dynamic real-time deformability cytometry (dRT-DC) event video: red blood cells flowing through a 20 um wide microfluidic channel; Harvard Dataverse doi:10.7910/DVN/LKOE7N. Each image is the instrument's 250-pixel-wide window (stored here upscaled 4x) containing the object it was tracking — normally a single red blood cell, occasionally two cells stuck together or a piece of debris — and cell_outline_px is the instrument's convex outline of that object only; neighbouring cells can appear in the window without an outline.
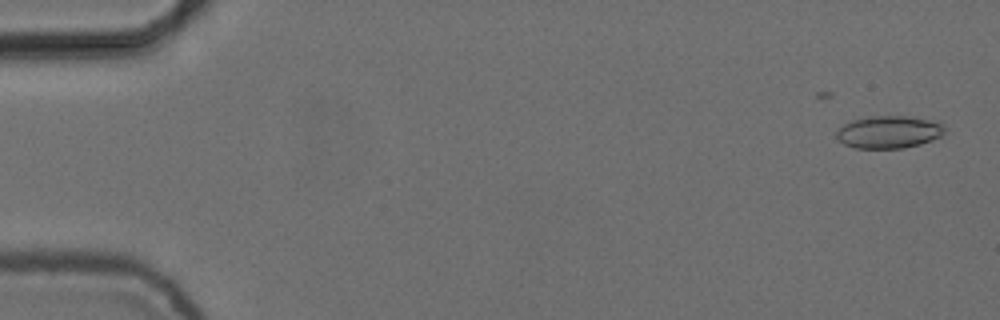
{"species": "common noctule bat (a hibernating species)", "species_latin": "Nyctalus noctula", "temperature_condition": "cold", "stored_images_in_passage": 8, "camera_frame_rate_fps": 3000, "um_per_image_px": 0.085, "animal": {"sex": "female", "body_mass_g": 24.6, "forearm_length_mm": 56.2}, "frame": {"image": 1, "passage_image": 2, "time_ms": 0.333, "image_size_px": [1000, 320], "cell_outline_px": [[948, 128], [940, 136], [932, 140], [920, 144], [904, 148], [852, 148], [836, 140], [836, 132], [844, 124], [852, 120], [868, 116], [912, 116], [940, 120]], "centroid_in_image_um": [75.6, 11.2], "position_along_channel_um": 9.4, "area_um2": 21.04}}
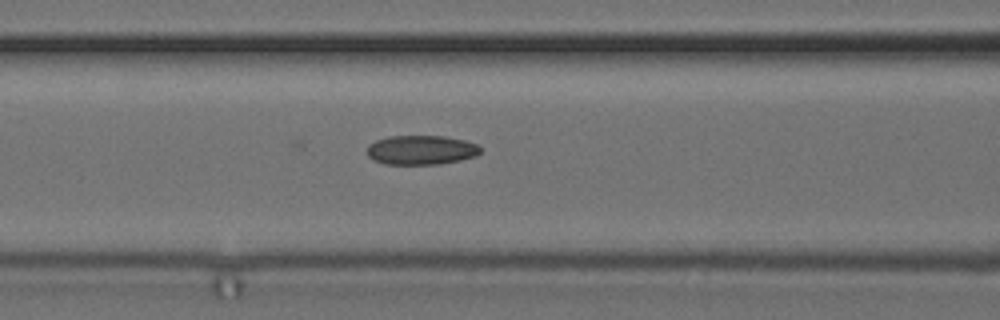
{"frame": {"image": 2, "passage_image": 8, "time_ms": 2.333, "image_size_px": [1000, 320], "cell_outline_px": [[480, 152], [476, 156], [460, 160], [440, 164], [384, 164], [372, 160], [368, 156], [368, 144], [376, 140], [388, 136], [444, 136], [464, 140], [476, 144], [480, 148]], "centroid_in_image_um": [35.77, 12.75], "position_along_channel_um": 130.8, "area_um2": 19.42}}